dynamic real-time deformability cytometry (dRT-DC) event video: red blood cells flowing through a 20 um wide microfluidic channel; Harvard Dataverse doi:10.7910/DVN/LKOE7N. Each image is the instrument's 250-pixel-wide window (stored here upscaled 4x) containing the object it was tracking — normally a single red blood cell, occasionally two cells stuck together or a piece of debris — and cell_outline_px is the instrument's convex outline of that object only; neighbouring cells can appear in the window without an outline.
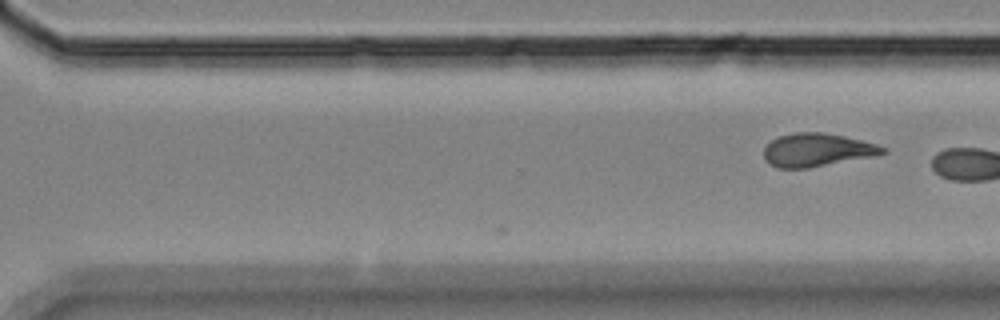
{"species": "Egyptian fruit bat (a non-hibernating species)", "species_latin": "Rousettus aegyptiacus", "temperature_condition": "room temperature", "stored_images_in_passage": 29, "camera_frame_rate_fps": 3000, "um_per_image_px": 0.085, "animal": {"sex": "female"}, "frame": {"image": 1, "passage_image": 29, "time_ms": 9.333, "image_size_px": [1000, 320], "cell_outline_px": [[888, 152], [872, 156], [808, 168], [776, 168], [768, 164], [764, 160], [764, 148], [772, 140], [780, 136], [796, 132], [824, 132], [844, 136], [876, 144], [888, 148]], "centroid_in_image_um": [69.43, 12.75], "position_along_channel_um": 301.2, "area_um2": 22.95}}